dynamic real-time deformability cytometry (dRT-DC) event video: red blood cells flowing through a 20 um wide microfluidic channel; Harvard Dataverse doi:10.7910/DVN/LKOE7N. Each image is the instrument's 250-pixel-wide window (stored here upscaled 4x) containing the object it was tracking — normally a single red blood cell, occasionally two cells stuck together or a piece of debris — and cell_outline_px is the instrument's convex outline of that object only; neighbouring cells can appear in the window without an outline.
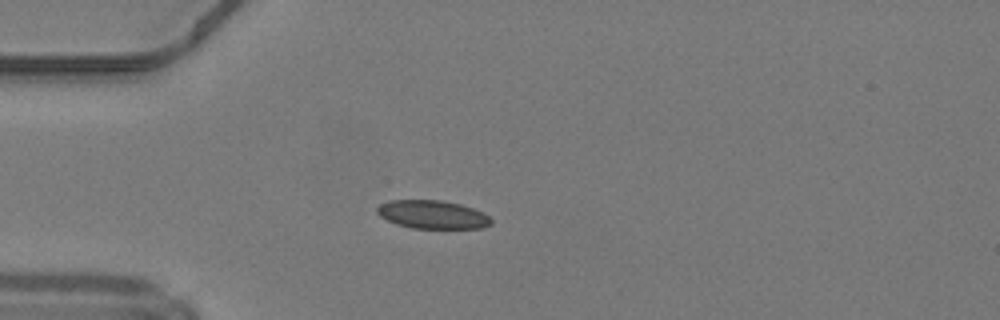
{"species": "common noctule bat (a hibernating species)", "species_latin": "Nyctalus noctula", "temperature_condition": "warm", "stored_images_in_passage": 18, "camera_frame_rate_fps": 3000, "um_per_image_px": 0.085, "animal": {"sex": "male", "body_mass_g": 19.2, "forearm_length_mm": 51.8}, "frame": {"image": 1, "passage_image": 1, "time_ms": 0.0, "image_size_px": [1000, 320], "cell_outline_px": [[492, 224], [480, 228], [412, 228], [396, 224], [380, 216], [376, 212], [376, 208], [380, 204], [388, 200], [440, 200], [460, 204], [484, 212], [492, 220]], "centroid_in_image_um": [36.75, 18.23], "position_along_channel_um": 48.2, "area_um2": 18.84}}
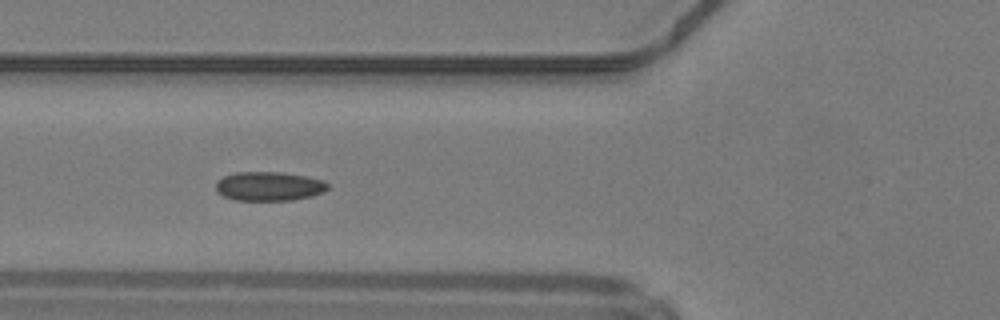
{"frame": {"image": 2, "passage_image": 6, "time_ms": 1.667, "image_size_px": [1000, 320], "cell_outline_px": [[328, 188], [324, 192], [312, 196], [292, 200], [236, 200], [224, 196], [216, 188], [216, 180], [224, 176], [236, 172], [280, 172], [304, 176], [324, 180], [328, 184]], "centroid_in_image_um": [22.88, 15.83], "position_along_channel_um": 102.9, "area_um2": 18.9}}
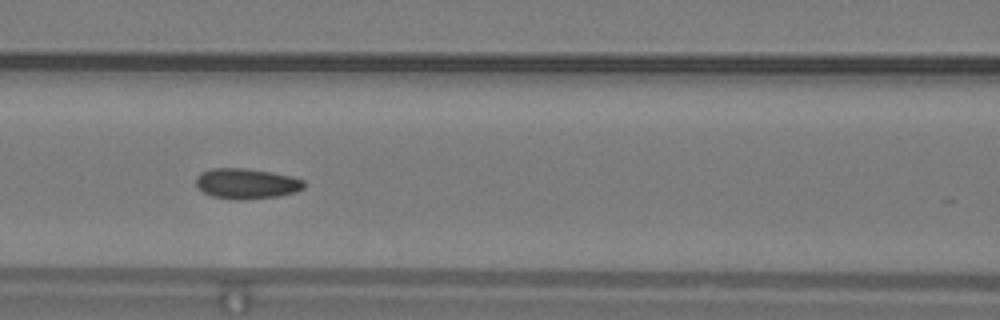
{"frame": {"image": 3, "passage_image": 9, "time_ms": 2.667, "image_size_px": [1000, 320], "cell_outline_px": [[308, 184], [304, 188], [296, 192], [280, 196], [244, 200], [232, 200], [212, 196], [204, 192], [196, 184], [196, 176], [200, 172], [212, 168], [244, 168], [272, 172], [292, 176], [304, 180]], "centroid_in_image_um": [20.99, 15.61], "position_along_channel_um": 145.6, "area_um2": 19.48}}